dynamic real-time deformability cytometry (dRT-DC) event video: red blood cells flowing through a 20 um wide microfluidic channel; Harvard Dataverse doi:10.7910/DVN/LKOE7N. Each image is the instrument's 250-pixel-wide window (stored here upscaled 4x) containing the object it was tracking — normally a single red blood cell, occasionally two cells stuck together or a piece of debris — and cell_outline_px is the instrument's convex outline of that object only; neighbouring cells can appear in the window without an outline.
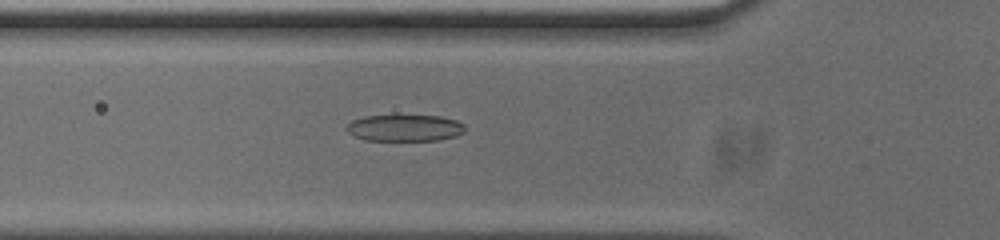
{"species": "common noctule bat (a hibernating species)", "species_latin": "Nyctalus noctula", "temperature_condition": "cold", "stored_images_in_passage": 46, "camera_frame_rate_fps": 3000, "um_per_image_px": 0.085, "animal": {"sex": "male", "body_mass_g": 20.0, "forearm_length_mm": 53.3}, "frame": {"image": 1, "passage_image": 10, "time_ms": 3.0, "image_size_px": [1000, 240], "cell_outline_px": [[464, 132], [456, 136], [440, 140], [364, 140], [348, 132], [348, 124], [352, 120], [364, 116], [440, 116], [456, 120], [464, 124]], "centroid_in_image_um": [34.44, 10.88], "position_along_channel_um": 91.4, "area_um2": 18.15}}
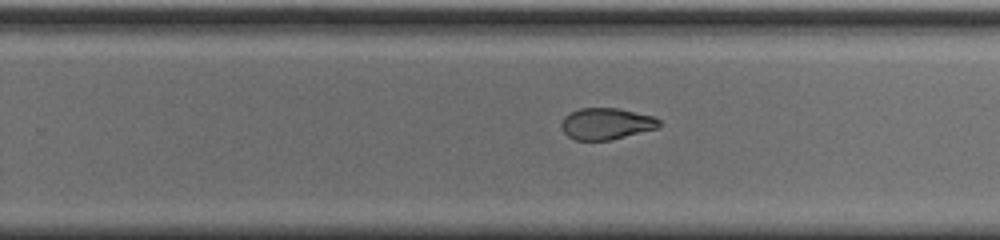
{"frame": {"image": 2, "passage_image": 25, "time_ms": 8.0, "image_size_px": [1000, 240], "cell_outline_px": [[660, 128], [608, 140], [576, 140], [568, 136], [564, 132], [560, 124], [564, 116], [580, 108], [620, 108], [652, 116], [660, 120]], "centroid_in_image_um": [51.54, 10.51], "position_along_channel_um": 278.3, "area_um2": 17.92}}
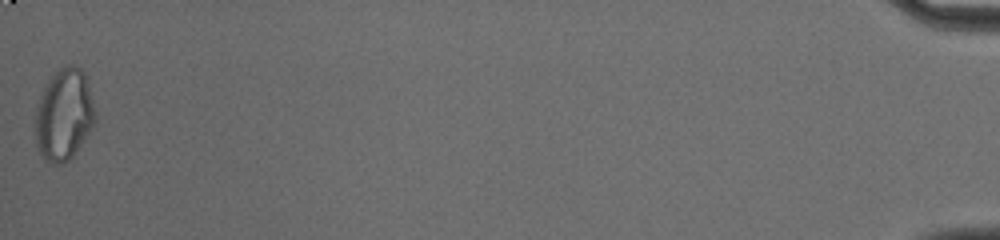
{"frame": {"image": 3, "passage_image": 46, "time_ms": 15.0, "image_size_px": [1000, 240], "cell_outline_px": [[96, 120], [72, 156], [68, 160], [60, 164], [52, 164], [44, 160], [36, 148], [36, 108], [40, 96], [48, 80], [60, 68], [68, 64], [72, 64], [80, 68], [88, 76], [96, 112]], "centroid_in_image_um": [5.45, 9.72], "position_along_channel_um": 429.7, "area_um2": 32.08}, "authors_computed_cell_mechanics": {"area_um2": 19.074, "velocity_mm_per_s": 3.7369, "shape_relaxation_time_tau1_ms": null, "shape_relaxation_time_tau2_ms": 2.0007, "deformation_change_tau1": null, "deformation_change_tau2": 0.0761}}